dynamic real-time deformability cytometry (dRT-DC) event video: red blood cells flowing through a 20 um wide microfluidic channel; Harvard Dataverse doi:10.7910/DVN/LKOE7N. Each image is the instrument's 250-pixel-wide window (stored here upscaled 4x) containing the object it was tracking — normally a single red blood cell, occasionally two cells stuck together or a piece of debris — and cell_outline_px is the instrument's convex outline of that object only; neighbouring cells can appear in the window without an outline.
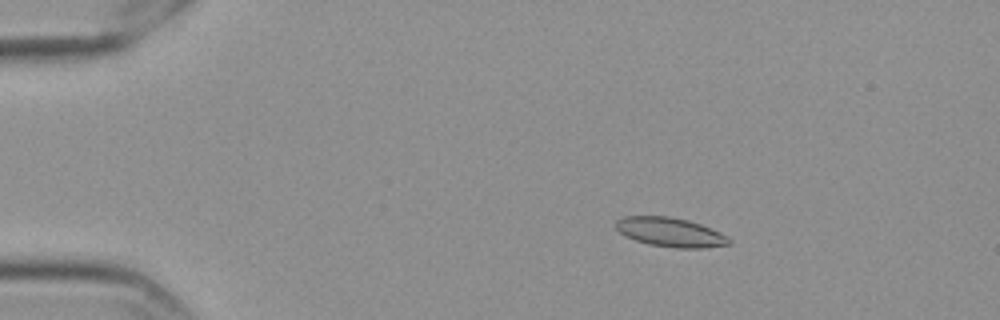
{"species": "Egyptian fruit bat (a non-hibernating species)", "species_latin": "Rousettus aegyptiacus", "temperature_condition": "cold", "stored_images_in_passage": 58, "camera_frame_rate_fps": 3000, "um_per_image_px": 0.085, "frame": {"image": 1, "passage_image": 11, "time_ms": 3.333, "image_size_px": [1000, 320], "cell_outline_px": [[732, 244], [704, 248], [676, 248], [648, 244], [624, 236], [616, 228], [616, 220], [624, 216], [668, 216], [688, 220], [700, 224], [720, 232], [728, 236], [732, 240]], "centroid_in_image_um": [57.0, 19.74], "position_along_channel_um": 28.0, "area_um2": 19.36}}
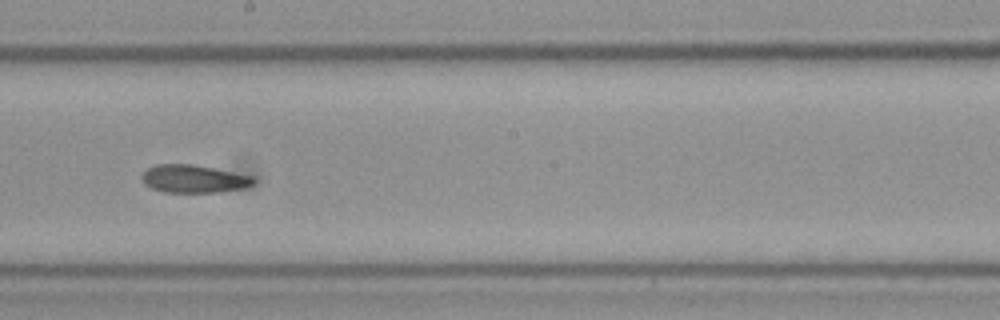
{"frame": {"image": 2, "passage_image": 34, "time_ms": 11.0, "image_size_px": [1000, 320], "cell_outline_px": [[256, 180], [252, 184], [244, 188], [220, 192], [164, 192], [152, 188], [144, 184], [140, 176], [148, 168], [156, 164], [192, 164], [252, 176]], "centroid_in_image_um": [16.44, 15.2], "position_along_channel_um": 231.8, "area_um2": 18.03}}
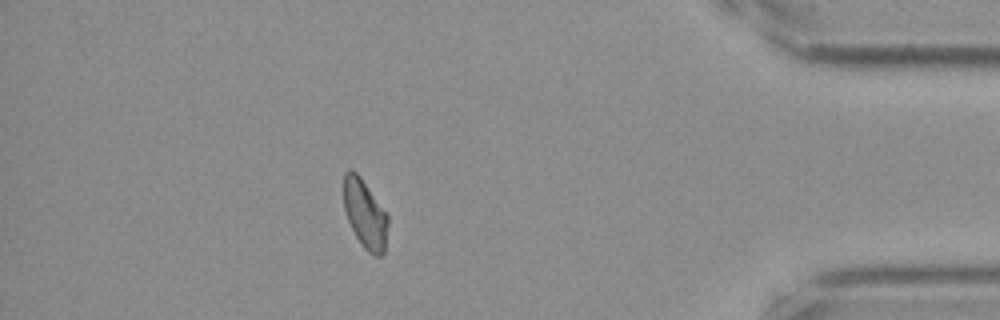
{"frame": {"image": 3, "passage_image": 52, "time_ms": 17.0, "image_size_px": [1000, 320], "cell_outline_px": [[388, 224], [384, 252], [380, 256], [376, 256], [368, 252], [364, 248], [356, 236], [348, 220], [344, 208], [344, 172], [348, 168], [352, 168], [360, 176], [388, 216]], "centroid_in_image_um": [31.01, 18.17], "position_along_channel_um": 404.2, "area_um2": 17.51}, "authors_computed_cell_mechanics": {"area_um2": 18.7272, "velocity_mm_per_s": 3.5478, "shape_relaxation_time_tau1_ms": null, "shape_relaxation_time_tau2_ms": 5.6564, "deformation_change_tau1": null, "deformation_change_tau2": 0.0994}}